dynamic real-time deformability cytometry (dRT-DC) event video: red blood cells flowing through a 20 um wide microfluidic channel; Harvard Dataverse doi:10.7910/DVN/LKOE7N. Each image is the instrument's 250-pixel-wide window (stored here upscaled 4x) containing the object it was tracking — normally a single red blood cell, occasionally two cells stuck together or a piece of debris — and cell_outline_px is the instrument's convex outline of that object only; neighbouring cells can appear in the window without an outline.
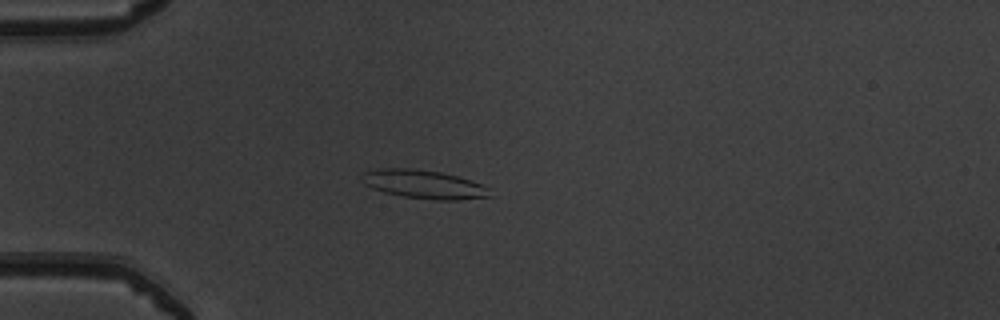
{"species": "common noctule bat (a hibernating species)", "species_latin": "Nyctalus noctula", "temperature_condition": "warm", "stored_images_in_passage": 51, "camera_frame_rate_fps": 3000, "um_per_image_px": 0.085, "animal": {"sex": "male", "body_mass_g": 19.5, "forearm_length_mm": 54.6}, "frame": {"image": 1, "passage_image": 14, "time_ms": 4.333, "image_size_px": [1000, 320], "cell_outline_px": [[492, 196], [460, 200], [436, 200], [404, 196], [384, 192], [372, 188], [364, 184], [360, 180], [364, 172], [384, 168], [412, 168], [440, 172], [456, 176], [480, 184], [488, 188]], "centroid_in_image_um": [36.0, 15.67], "position_along_channel_um": 49.0, "area_um2": 21.1}}
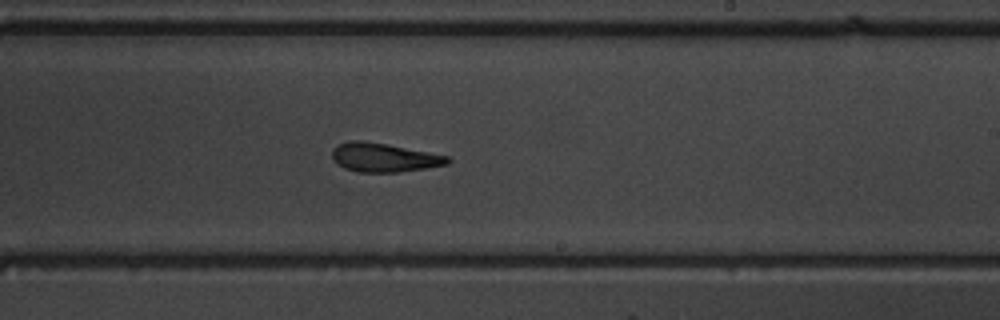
{"frame": {"image": 2, "passage_image": 31, "time_ms": 10.0, "image_size_px": [1000, 320], "cell_outline_px": [[452, 160], [448, 164], [400, 172], [356, 172], [344, 168], [336, 164], [332, 160], [332, 148], [336, 144], [348, 140], [364, 140], [388, 144], [448, 156]], "centroid_in_image_um": [32.56, 13.38], "position_along_channel_um": 256.4, "area_um2": 19.71}}
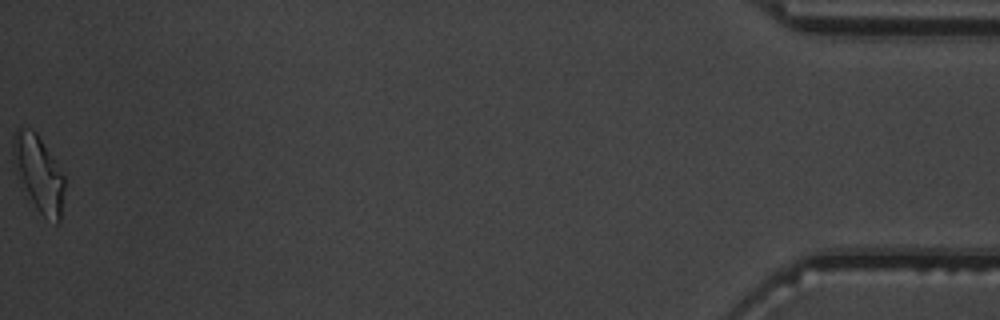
{"frame": {"image": 3, "passage_image": 51, "time_ms": 16.667, "image_size_px": [1000, 320], "cell_outline_px": [[64, 188], [60, 220], [56, 224], [44, 216], [36, 208], [24, 184], [12, 156], [12, 136], [16, 128], [32, 128], [36, 132], [64, 176]], "centroid_in_image_um": [3.3, 14.69], "position_along_channel_um": 431.9, "area_um2": 21.85}, "authors_computed_cell_mechanics": {"area_um2": 20.23, "velocity_mm_per_s": 3.9984, "shape_relaxation_time_tau1_ms": 5.2478, "shape_relaxation_time_tau2_ms": 1.5276, "deformation_change_tau1": 0.1754, "deformation_change_tau2": 0.1026}}